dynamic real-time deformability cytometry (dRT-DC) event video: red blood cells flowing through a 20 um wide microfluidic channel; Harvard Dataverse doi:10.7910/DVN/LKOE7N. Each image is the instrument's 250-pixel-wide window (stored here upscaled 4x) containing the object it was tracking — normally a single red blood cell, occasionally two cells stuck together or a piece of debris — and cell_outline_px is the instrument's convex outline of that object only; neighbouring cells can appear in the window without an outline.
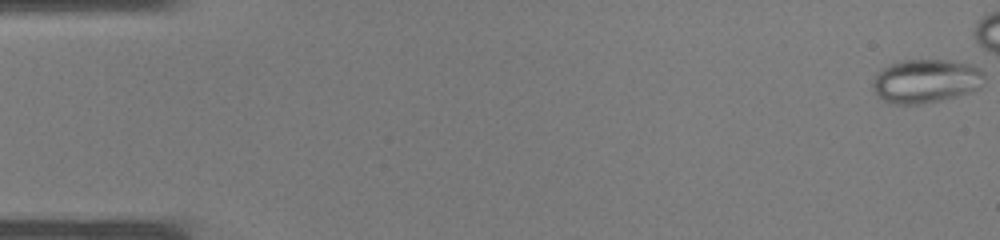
{"species": "common noctule bat (a hibernating species)", "species_latin": "Nyctalus noctula", "temperature_condition": "warm", "stored_images_in_passage": 32, "camera_frame_rate_fps": 3000, "um_per_image_px": 0.085, "animal": {"sex": "male", "body_mass_g": 19.0, "forearm_length_mm": 50.8}, "frame": {"image": 1, "passage_image": 1, "time_ms": 0.0, "image_size_px": [1000, 240], "cell_outline_px": [[984, 76], [980, 88], [972, 92], [940, 100], [920, 104], [888, 104], [876, 92], [872, 84], [876, 76], [884, 68], [896, 60], [952, 60], [972, 64], [980, 68], [984, 72]], "centroid_in_image_um": [78.74, 6.88], "position_along_channel_um": 6.3, "area_um2": 28.5}}
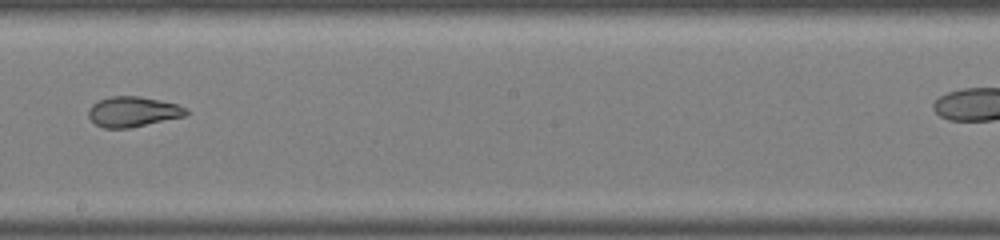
{"frame": {"image": 2, "passage_image": 22, "time_ms": 7.0, "image_size_px": [1000, 240], "cell_outline_px": [[188, 112], [184, 116], [128, 128], [104, 128], [96, 124], [88, 116], [88, 108], [92, 104], [100, 100], [112, 96], [140, 96], [160, 100], [176, 104], [188, 108]], "centroid_in_image_um": [11.28, 9.49], "position_along_channel_um": 236.9, "area_um2": 17.05}}
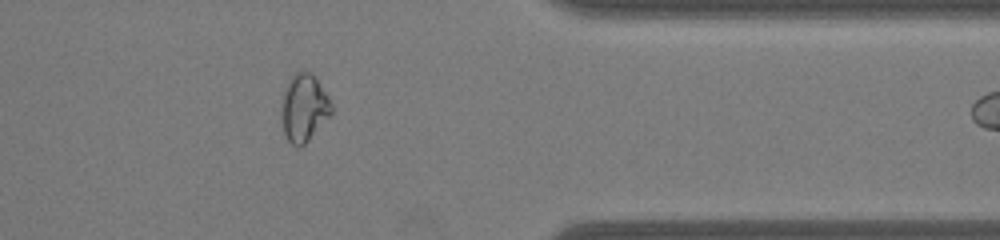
{"frame": {"image": 3, "passage_image": 31, "time_ms": 10.0, "image_size_px": [1000, 240], "cell_outline_px": [[332, 112], [308, 140], [304, 144], [296, 148], [288, 140], [284, 132], [280, 120], [280, 112], [284, 88], [288, 80], [296, 72], [312, 72], [316, 76], [328, 96], [332, 104]], "centroid_in_image_um": [25.81, 9.14], "position_along_channel_um": 385.6, "area_um2": 19.77}}